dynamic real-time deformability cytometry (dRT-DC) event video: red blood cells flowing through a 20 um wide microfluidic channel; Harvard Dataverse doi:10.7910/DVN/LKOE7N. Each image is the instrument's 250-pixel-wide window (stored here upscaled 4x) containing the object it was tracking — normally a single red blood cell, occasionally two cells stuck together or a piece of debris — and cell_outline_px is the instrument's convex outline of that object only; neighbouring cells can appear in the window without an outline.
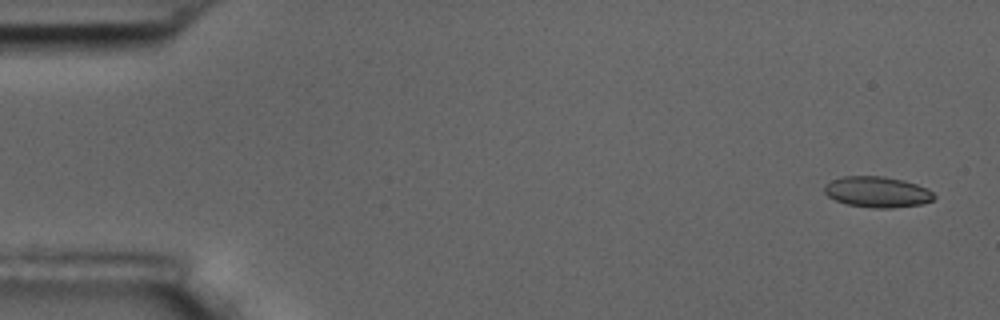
{"species": "common noctule bat (a hibernating species)", "species_latin": "Nyctalus noctula", "temperature_condition": "room temperature", "stored_images_in_passage": 4, "camera_frame_rate_fps": 3000, "um_per_image_px": 0.085, "animal": {"sex": "male", "body_mass_g": 17.5, "forearm_length_mm": 52.3}, "frame": {"image": 1, "passage_image": 1, "time_ms": 0.0, "image_size_px": [1000, 320], "cell_outline_px": [[936, 196], [932, 200], [920, 204], [892, 208], [872, 208], [848, 204], [836, 200], [828, 196], [824, 192], [824, 184], [832, 180], [844, 176], [884, 176], [904, 180], [928, 188]], "centroid_in_image_um": [74.57, 16.31], "position_along_channel_um": 10.4, "area_um2": 19.71}}
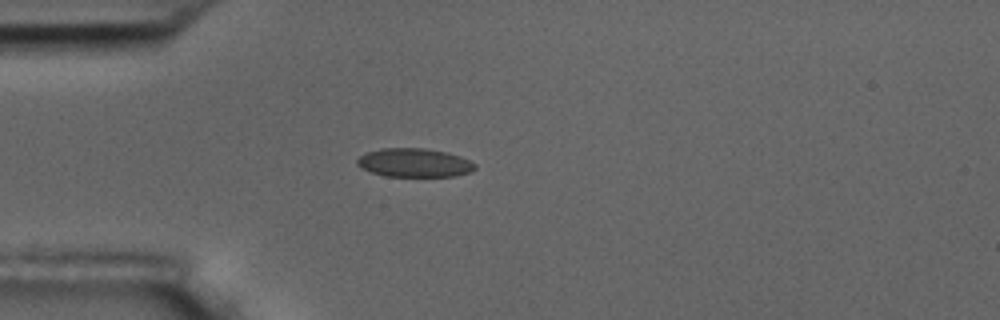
{"frame": {"image": 2, "passage_image": 4, "time_ms": 4.333, "image_size_px": [1000, 320], "cell_outline_px": [[476, 168], [472, 172], [456, 176], [384, 176], [360, 168], [356, 164], [356, 160], [364, 152], [380, 148], [424, 148], [444, 152], [460, 156], [476, 164]], "centroid_in_image_um": [35.19, 13.83], "position_along_channel_um": 49.8, "area_um2": 19.83}}